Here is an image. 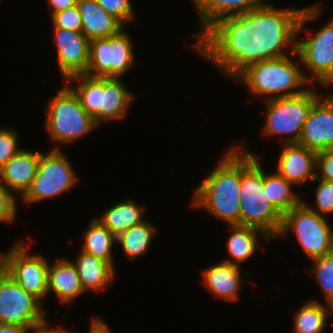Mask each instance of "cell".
<instances>
[{"instance_id":"3","label":"cell","mask_w":333,"mask_h":333,"mask_svg":"<svg viewBox=\"0 0 333 333\" xmlns=\"http://www.w3.org/2000/svg\"><path fill=\"white\" fill-rule=\"evenodd\" d=\"M292 56L250 64L232 81L246 87L252 96L263 97V102L301 94L312 84L299 66L302 61L297 51Z\"/></svg>"},{"instance_id":"39","label":"cell","mask_w":333,"mask_h":333,"mask_svg":"<svg viewBox=\"0 0 333 333\" xmlns=\"http://www.w3.org/2000/svg\"><path fill=\"white\" fill-rule=\"evenodd\" d=\"M0 333H29L25 326L0 323Z\"/></svg>"},{"instance_id":"19","label":"cell","mask_w":333,"mask_h":333,"mask_svg":"<svg viewBox=\"0 0 333 333\" xmlns=\"http://www.w3.org/2000/svg\"><path fill=\"white\" fill-rule=\"evenodd\" d=\"M241 272L240 266L220 260L202 270L201 284L215 298L233 303L240 296L243 284Z\"/></svg>"},{"instance_id":"17","label":"cell","mask_w":333,"mask_h":333,"mask_svg":"<svg viewBox=\"0 0 333 333\" xmlns=\"http://www.w3.org/2000/svg\"><path fill=\"white\" fill-rule=\"evenodd\" d=\"M316 156L298 143L282 144L276 171L294 186L312 183L316 178Z\"/></svg>"},{"instance_id":"18","label":"cell","mask_w":333,"mask_h":333,"mask_svg":"<svg viewBox=\"0 0 333 333\" xmlns=\"http://www.w3.org/2000/svg\"><path fill=\"white\" fill-rule=\"evenodd\" d=\"M197 11L200 30L191 35L195 42L217 21L225 17L246 14L271 0H191ZM268 1V2H267Z\"/></svg>"},{"instance_id":"8","label":"cell","mask_w":333,"mask_h":333,"mask_svg":"<svg viewBox=\"0 0 333 333\" xmlns=\"http://www.w3.org/2000/svg\"><path fill=\"white\" fill-rule=\"evenodd\" d=\"M312 86V88H311ZM298 95L265 101V119L261 133L266 136H277L285 141L282 144L299 142L307 116L321 96L313 85Z\"/></svg>"},{"instance_id":"29","label":"cell","mask_w":333,"mask_h":333,"mask_svg":"<svg viewBox=\"0 0 333 333\" xmlns=\"http://www.w3.org/2000/svg\"><path fill=\"white\" fill-rule=\"evenodd\" d=\"M311 261L314 265L309 271L320 285L325 303L333 306V250Z\"/></svg>"},{"instance_id":"16","label":"cell","mask_w":333,"mask_h":333,"mask_svg":"<svg viewBox=\"0 0 333 333\" xmlns=\"http://www.w3.org/2000/svg\"><path fill=\"white\" fill-rule=\"evenodd\" d=\"M39 151L20 149L12 158L0 167V183L16 197H23L30 189L36 176Z\"/></svg>"},{"instance_id":"20","label":"cell","mask_w":333,"mask_h":333,"mask_svg":"<svg viewBox=\"0 0 333 333\" xmlns=\"http://www.w3.org/2000/svg\"><path fill=\"white\" fill-rule=\"evenodd\" d=\"M83 290L76 266L66 258L60 257L55 262L49 263L47 279V296L54 294L58 302L62 305L75 302L82 296Z\"/></svg>"},{"instance_id":"40","label":"cell","mask_w":333,"mask_h":333,"mask_svg":"<svg viewBox=\"0 0 333 333\" xmlns=\"http://www.w3.org/2000/svg\"><path fill=\"white\" fill-rule=\"evenodd\" d=\"M7 275L6 253L0 255V282Z\"/></svg>"},{"instance_id":"34","label":"cell","mask_w":333,"mask_h":333,"mask_svg":"<svg viewBox=\"0 0 333 333\" xmlns=\"http://www.w3.org/2000/svg\"><path fill=\"white\" fill-rule=\"evenodd\" d=\"M50 18L52 21V27L81 32L82 21L77 5L72 8L54 13Z\"/></svg>"},{"instance_id":"33","label":"cell","mask_w":333,"mask_h":333,"mask_svg":"<svg viewBox=\"0 0 333 333\" xmlns=\"http://www.w3.org/2000/svg\"><path fill=\"white\" fill-rule=\"evenodd\" d=\"M18 198L0 183V222L12 224L17 219Z\"/></svg>"},{"instance_id":"4","label":"cell","mask_w":333,"mask_h":333,"mask_svg":"<svg viewBox=\"0 0 333 333\" xmlns=\"http://www.w3.org/2000/svg\"><path fill=\"white\" fill-rule=\"evenodd\" d=\"M241 147L240 225L257 228L277 239L283 215L273 206L263 190V166L258 154ZM274 237V238H273Z\"/></svg>"},{"instance_id":"26","label":"cell","mask_w":333,"mask_h":333,"mask_svg":"<svg viewBox=\"0 0 333 333\" xmlns=\"http://www.w3.org/2000/svg\"><path fill=\"white\" fill-rule=\"evenodd\" d=\"M333 315V306L319 300H306L293 316V333H323L328 317Z\"/></svg>"},{"instance_id":"14","label":"cell","mask_w":333,"mask_h":333,"mask_svg":"<svg viewBox=\"0 0 333 333\" xmlns=\"http://www.w3.org/2000/svg\"><path fill=\"white\" fill-rule=\"evenodd\" d=\"M58 69L64 82L85 74L89 63V40L82 32L53 27Z\"/></svg>"},{"instance_id":"31","label":"cell","mask_w":333,"mask_h":333,"mask_svg":"<svg viewBox=\"0 0 333 333\" xmlns=\"http://www.w3.org/2000/svg\"><path fill=\"white\" fill-rule=\"evenodd\" d=\"M108 14L117 19L124 27L136 21L131 0H96Z\"/></svg>"},{"instance_id":"28","label":"cell","mask_w":333,"mask_h":333,"mask_svg":"<svg viewBox=\"0 0 333 333\" xmlns=\"http://www.w3.org/2000/svg\"><path fill=\"white\" fill-rule=\"evenodd\" d=\"M158 227L149 220L142 221L117 236L116 244L121 246L128 261H134L148 253Z\"/></svg>"},{"instance_id":"6","label":"cell","mask_w":333,"mask_h":333,"mask_svg":"<svg viewBox=\"0 0 333 333\" xmlns=\"http://www.w3.org/2000/svg\"><path fill=\"white\" fill-rule=\"evenodd\" d=\"M322 3L303 7L297 28L296 51L301 58L303 72L311 73L308 81L317 83L321 88L333 85V15L332 18L315 32L308 31L307 38H300L306 29L305 24L318 19L322 11ZM305 27V28H304ZM299 35V36H298Z\"/></svg>"},{"instance_id":"35","label":"cell","mask_w":333,"mask_h":333,"mask_svg":"<svg viewBox=\"0 0 333 333\" xmlns=\"http://www.w3.org/2000/svg\"><path fill=\"white\" fill-rule=\"evenodd\" d=\"M316 178L333 182V149L317 153Z\"/></svg>"},{"instance_id":"5","label":"cell","mask_w":333,"mask_h":333,"mask_svg":"<svg viewBox=\"0 0 333 333\" xmlns=\"http://www.w3.org/2000/svg\"><path fill=\"white\" fill-rule=\"evenodd\" d=\"M122 79L81 74L65 83L78 97L86 113L100 125L102 122L126 119L130 111L135 96ZM73 82L77 83L76 86L72 85Z\"/></svg>"},{"instance_id":"32","label":"cell","mask_w":333,"mask_h":333,"mask_svg":"<svg viewBox=\"0 0 333 333\" xmlns=\"http://www.w3.org/2000/svg\"><path fill=\"white\" fill-rule=\"evenodd\" d=\"M18 134L13 128L0 127V167L22 149Z\"/></svg>"},{"instance_id":"24","label":"cell","mask_w":333,"mask_h":333,"mask_svg":"<svg viewBox=\"0 0 333 333\" xmlns=\"http://www.w3.org/2000/svg\"><path fill=\"white\" fill-rule=\"evenodd\" d=\"M146 210L147 207L129 198L107 208L96 218L117 237L132 226L145 221L143 215Z\"/></svg>"},{"instance_id":"23","label":"cell","mask_w":333,"mask_h":333,"mask_svg":"<svg viewBox=\"0 0 333 333\" xmlns=\"http://www.w3.org/2000/svg\"><path fill=\"white\" fill-rule=\"evenodd\" d=\"M77 7L81 15V32L90 41L95 38L117 34L124 26L100 7L96 0H78Z\"/></svg>"},{"instance_id":"7","label":"cell","mask_w":333,"mask_h":333,"mask_svg":"<svg viewBox=\"0 0 333 333\" xmlns=\"http://www.w3.org/2000/svg\"><path fill=\"white\" fill-rule=\"evenodd\" d=\"M50 99L44 109L47 118L43 125L49 133V140L52 143H59L55 144L52 150H60V144L61 146L73 144L99 126L86 113L78 97L66 84Z\"/></svg>"},{"instance_id":"11","label":"cell","mask_w":333,"mask_h":333,"mask_svg":"<svg viewBox=\"0 0 333 333\" xmlns=\"http://www.w3.org/2000/svg\"><path fill=\"white\" fill-rule=\"evenodd\" d=\"M121 29L109 37L89 41V63L86 75L122 78L134 66L135 50L130 34Z\"/></svg>"},{"instance_id":"25","label":"cell","mask_w":333,"mask_h":333,"mask_svg":"<svg viewBox=\"0 0 333 333\" xmlns=\"http://www.w3.org/2000/svg\"><path fill=\"white\" fill-rule=\"evenodd\" d=\"M88 228L83 232V244L80 250L109 263L115 270V258L112 249L117 237L107 229L96 217L92 218Z\"/></svg>"},{"instance_id":"30","label":"cell","mask_w":333,"mask_h":333,"mask_svg":"<svg viewBox=\"0 0 333 333\" xmlns=\"http://www.w3.org/2000/svg\"><path fill=\"white\" fill-rule=\"evenodd\" d=\"M314 182L318 183L314 193L315 205L312 206L304 199H302V202L318 215L328 218L329 214L333 212V182L317 178L312 181V184Z\"/></svg>"},{"instance_id":"10","label":"cell","mask_w":333,"mask_h":333,"mask_svg":"<svg viewBox=\"0 0 333 333\" xmlns=\"http://www.w3.org/2000/svg\"><path fill=\"white\" fill-rule=\"evenodd\" d=\"M60 150L41 152L30 189L21 198L25 204H37L71 191L79 181L67 154Z\"/></svg>"},{"instance_id":"13","label":"cell","mask_w":333,"mask_h":333,"mask_svg":"<svg viewBox=\"0 0 333 333\" xmlns=\"http://www.w3.org/2000/svg\"><path fill=\"white\" fill-rule=\"evenodd\" d=\"M43 304L8 274L0 282V323L25 326L29 330L45 318L47 311Z\"/></svg>"},{"instance_id":"9","label":"cell","mask_w":333,"mask_h":333,"mask_svg":"<svg viewBox=\"0 0 333 333\" xmlns=\"http://www.w3.org/2000/svg\"><path fill=\"white\" fill-rule=\"evenodd\" d=\"M329 223L328 218L318 215L301 202L283 215L277 238L287 237L292 232L302 252L313 260L333 250V229Z\"/></svg>"},{"instance_id":"36","label":"cell","mask_w":333,"mask_h":333,"mask_svg":"<svg viewBox=\"0 0 333 333\" xmlns=\"http://www.w3.org/2000/svg\"><path fill=\"white\" fill-rule=\"evenodd\" d=\"M47 321L45 317L43 320L33 324L29 329V333H76L75 331L71 332V329L52 327L50 322Z\"/></svg>"},{"instance_id":"38","label":"cell","mask_w":333,"mask_h":333,"mask_svg":"<svg viewBox=\"0 0 333 333\" xmlns=\"http://www.w3.org/2000/svg\"><path fill=\"white\" fill-rule=\"evenodd\" d=\"M107 322H104L100 317H92L89 324V331L87 333H113Z\"/></svg>"},{"instance_id":"27","label":"cell","mask_w":333,"mask_h":333,"mask_svg":"<svg viewBox=\"0 0 333 333\" xmlns=\"http://www.w3.org/2000/svg\"><path fill=\"white\" fill-rule=\"evenodd\" d=\"M294 185L288 182L277 171L266 173L263 168V190L273 206L282 214L289 212L302 202L303 194L296 193ZM295 192V193H293Z\"/></svg>"},{"instance_id":"21","label":"cell","mask_w":333,"mask_h":333,"mask_svg":"<svg viewBox=\"0 0 333 333\" xmlns=\"http://www.w3.org/2000/svg\"><path fill=\"white\" fill-rule=\"evenodd\" d=\"M75 260L81 286L85 293L98 292L108 289L116 278V270L106 261L79 250Z\"/></svg>"},{"instance_id":"22","label":"cell","mask_w":333,"mask_h":333,"mask_svg":"<svg viewBox=\"0 0 333 333\" xmlns=\"http://www.w3.org/2000/svg\"><path fill=\"white\" fill-rule=\"evenodd\" d=\"M228 226L229 230L232 231L229 232L231 234L225 245L230 257H225L226 259L223 258L222 261L233 265L241 267V263H244L256 254L258 247L259 249H262L260 243L262 239L271 240L267 234L257 228L239 224Z\"/></svg>"},{"instance_id":"1","label":"cell","mask_w":333,"mask_h":333,"mask_svg":"<svg viewBox=\"0 0 333 333\" xmlns=\"http://www.w3.org/2000/svg\"><path fill=\"white\" fill-rule=\"evenodd\" d=\"M270 3L220 19L190 49L231 80L250 64L294 54L303 7L277 8Z\"/></svg>"},{"instance_id":"15","label":"cell","mask_w":333,"mask_h":333,"mask_svg":"<svg viewBox=\"0 0 333 333\" xmlns=\"http://www.w3.org/2000/svg\"><path fill=\"white\" fill-rule=\"evenodd\" d=\"M298 144L314 153L333 149V95L320 96L313 104Z\"/></svg>"},{"instance_id":"2","label":"cell","mask_w":333,"mask_h":333,"mask_svg":"<svg viewBox=\"0 0 333 333\" xmlns=\"http://www.w3.org/2000/svg\"><path fill=\"white\" fill-rule=\"evenodd\" d=\"M223 155L194 189L190 207L207 211L228 225H240L241 147L232 145Z\"/></svg>"},{"instance_id":"37","label":"cell","mask_w":333,"mask_h":333,"mask_svg":"<svg viewBox=\"0 0 333 333\" xmlns=\"http://www.w3.org/2000/svg\"><path fill=\"white\" fill-rule=\"evenodd\" d=\"M50 7V17L57 12L69 9L77 5L78 0H47Z\"/></svg>"},{"instance_id":"12","label":"cell","mask_w":333,"mask_h":333,"mask_svg":"<svg viewBox=\"0 0 333 333\" xmlns=\"http://www.w3.org/2000/svg\"><path fill=\"white\" fill-rule=\"evenodd\" d=\"M25 239H19L5 253L7 274L27 293L41 302L47 297V279L50 260L38 253H29L31 248ZM27 244V245H26Z\"/></svg>"}]
</instances>
